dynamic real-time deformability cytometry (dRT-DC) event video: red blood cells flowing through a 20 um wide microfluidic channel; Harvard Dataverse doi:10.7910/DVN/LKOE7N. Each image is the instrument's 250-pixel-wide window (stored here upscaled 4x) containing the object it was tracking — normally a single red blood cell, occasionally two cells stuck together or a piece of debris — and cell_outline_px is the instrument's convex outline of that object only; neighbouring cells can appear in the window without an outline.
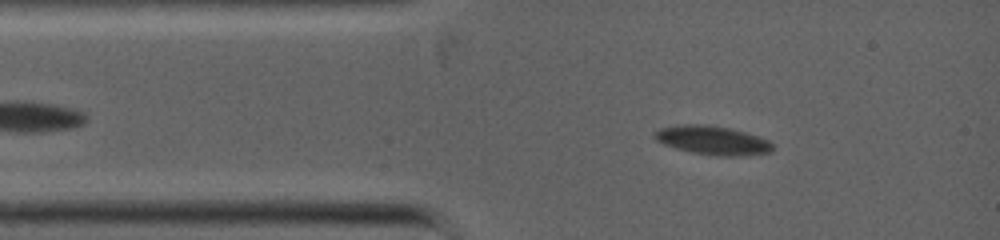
{"species": "common noctule bat (a hibernating species)", "species_latin": "Nyctalus noctula", "temperature_condition": "warm", "stored_images_in_passage": 61, "camera_frame_rate_fps": 5000, "um_per_image_px": 0.085, "animal": {"sex": "female", "body_mass_g": 19.0, "forearm_length_mm": 53.3}, "frame": {"image": 1, "passage_image": 7, "time_ms": 1.2, "image_size_px": [1000, 240], "cell_outline_px": [[772, 152], [740, 156], [716, 156], [692, 152], [676, 148], [664, 144], [656, 140], [652, 136], [652, 132], [660, 128], [680, 124], [708, 124], [728, 128], [744, 132], [768, 140], [772, 144]], "centroid_in_image_um": [60.51, 11.92], "position_along_channel_um": 24.5, "area_um2": 19.83}}
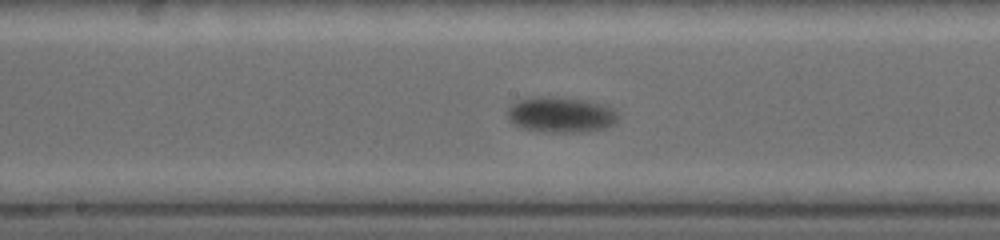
{"frame": {"image": 2, "passage_image": 28, "time_ms": 5.6, "image_size_px": [1000, 240], "cell_outline_px": [[620, 116], [616, 124], [604, 128], [588, 132], [552, 132], [524, 128], [512, 124], [508, 120], [508, 104], [516, 100], [532, 96], [552, 96], [588, 100], [612, 108]], "centroid_in_image_um": [47.66, 9.73], "position_along_channel_um": 200.5, "area_um2": 23.41}}
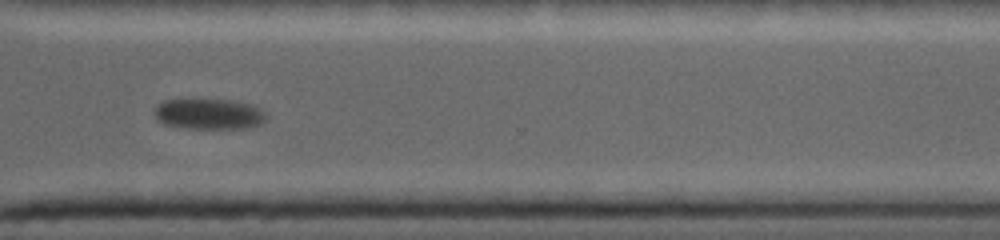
{"frame": {"image": 3, "passage_image": 44, "time_ms": 9.0, "image_size_px": [1000, 240], "cell_outline_px": [[268, 116], [260, 124], [244, 128], [188, 128], [164, 124], [156, 120], [156, 104], [164, 100], [232, 100], [252, 104], [260, 108]], "centroid_in_image_um": [17.77, 9.68], "position_along_channel_um": 352.8, "area_um2": 19.83}}